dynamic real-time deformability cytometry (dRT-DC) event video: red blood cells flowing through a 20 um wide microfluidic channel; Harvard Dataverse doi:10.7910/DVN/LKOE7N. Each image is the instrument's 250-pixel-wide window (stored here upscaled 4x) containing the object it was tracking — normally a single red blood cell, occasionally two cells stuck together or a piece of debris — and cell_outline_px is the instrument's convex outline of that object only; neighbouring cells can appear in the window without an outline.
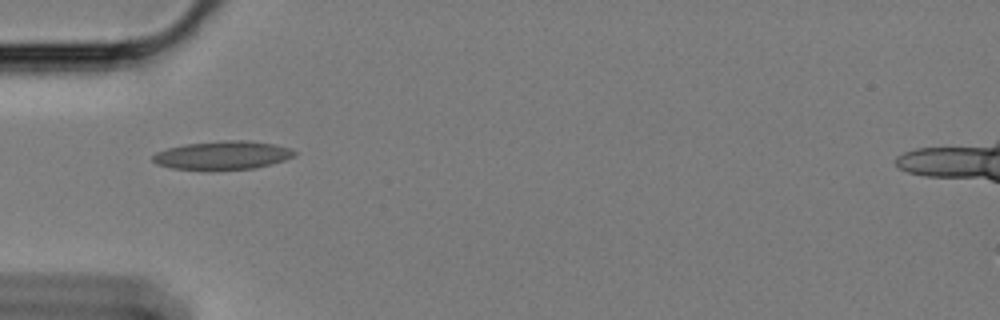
{"species": "Egyptian fruit bat (a non-hibernating species)", "species_latin": "Rousettus aegyptiacus", "temperature_condition": "cold", "stored_images_in_passage": 39, "camera_frame_rate_fps": 3000, "um_per_image_px": 0.085, "animal": {"sex": "female"}, "frame": {"image": 1, "passage_image": 1, "time_ms": 0.0, "image_size_px": [1000, 320], "cell_outline_px": [[296, 152], [292, 156], [284, 160], [256, 168], [172, 168], [156, 164], [152, 160], [152, 156], [156, 152], [168, 148], [184, 144], [220, 140], [248, 140], [276, 144], [292, 148]], "centroid_in_image_um": [18.93, 13.16], "position_along_channel_um": 66.1, "area_um2": 23.06}}
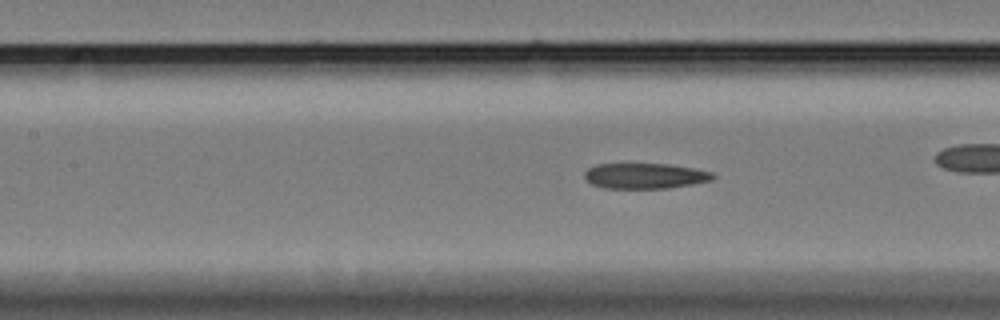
{"frame": {"image": 2, "passage_image": 6, "time_ms": 1.667, "image_size_px": [1000, 320], "cell_outline_px": [[716, 176], [712, 180], [692, 184], [668, 188], [604, 188], [592, 184], [584, 180], [584, 172], [588, 168], [596, 164], [668, 164], [696, 168], [712, 172]], "centroid_in_image_um": [54.81, 14.95], "position_along_channel_um": 152.6, "area_um2": 19.19}}
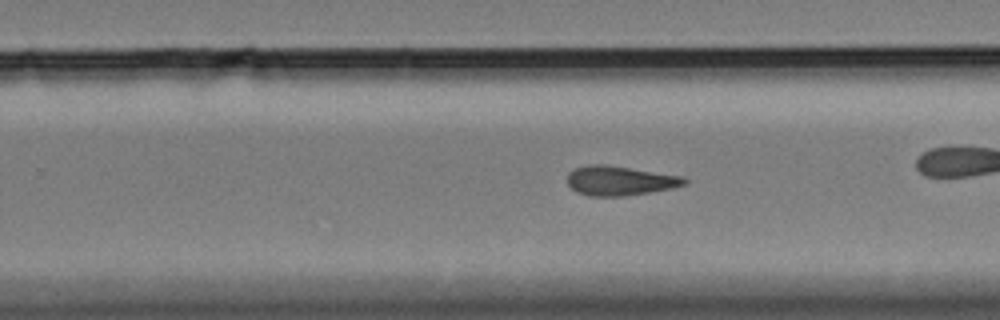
{"frame": {"image": 3, "passage_image": 17, "time_ms": 5.333, "image_size_px": [1000, 320], "cell_outline_px": [[688, 184], [672, 188], [652, 192], [624, 196], [588, 196], [576, 192], [568, 184], [568, 172], [576, 168], [588, 164], [604, 164], [684, 176], [688, 180]], "centroid_in_image_um": [52.71, 15.36], "position_along_channel_um": 277.1, "area_um2": 20.29}, "authors_computed_cell_mechanics": {"area_um2": 19.7676, "velocity_mm_per_s": 3.4062, "shape_relaxation_time_tau1_ms": null, "shape_relaxation_time_tau2_ms": 3.8543, "deformation_change_tau1": null, "deformation_change_tau2": 0.1344}}